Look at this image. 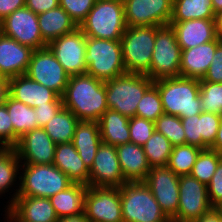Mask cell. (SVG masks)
Returning a JSON list of instances; mask_svg holds the SVG:
<instances>
[{"mask_svg": "<svg viewBox=\"0 0 222 222\" xmlns=\"http://www.w3.org/2000/svg\"><path fill=\"white\" fill-rule=\"evenodd\" d=\"M63 106L80 121H96L109 109L105 82L85 73L72 75L62 96Z\"/></svg>", "mask_w": 222, "mask_h": 222, "instance_id": "1", "label": "cell"}, {"mask_svg": "<svg viewBox=\"0 0 222 222\" xmlns=\"http://www.w3.org/2000/svg\"><path fill=\"white\" fill-rule=\"evenodd\" d=\"M153 84L159 91L165 114L188 118L202 112L200 80L177 76L158 79Z\"/></svg>", "mask_w": 222, "mask_h": 222, "instance_id": "2", "label": "cell"}, {"mask_svg": "<svg viewBox=\"0 0 222 222\" xmlns=\"http://www.w3.org/2000/svg\"><path fill=\"white\" fill-rule=\"evenodd\" d=\"M122 0H97L79 28L86 37L120 40L126 30Z\"/></svg>", "mask_w": 222, "mask_h": 222, "instance_id": "3", "label": "cell"}, {"mask_svg": "<svg viewBox=\"0 0 222 222\" xmlns=\"http://www.w3.org/2000/svg\"><path fill=\"white\" fill-rule=\"evenodd\" d=\"M153 83L146 74L140 73H125L105 81L108 108L128 118L136 116L139 101Z\"/></svg>", "mask_w": 222, "mask_h": 222, "instance_id": "4", "label": "cell"}, {"mask_svg": "<svg viewBox=\"0 0 222 222\" xmlns=\"http://www.w3.org/2000/svg\"><path fill=\"white\" fill-rule=\"evenodd\" d=\"M119 190L123 222H171L144 182H126Z\"/></svg>", "mask_w": 222, "mask_h": 222, "instance_id": "5", "label": "cell"}, {"mask_svg": "<svg viewBox=\"0 0 222 222\" xmlns=\"http://www.w3.org/2000/svg\"><path fill=\"white\" fill-rule=\"evenodd\" d=\"M20 171L18 196L50 198L73 183L53 164H21Z\"/></svg>", "mask_w": 222, "mask_h": 222, "instance_id": "6", "label": "cell"}, {"mask_svg": "<svg viewBox=\"0 0 222 222\" xmlns=\"http://www.w3.org/2000/svg\"><path fill=\"white\" fill-rule=\"evenodd\" d=\"M85 58L86 73L104 82L126 73L120 40L87 37Z\"/></svg>", "mask_w": 222, "mask_h": 222, "instance_id": "7", "label": "cell"}, {"mask_svg": "<svg viewBox=\"0 0 222 222\" xmlns=\"http://www.w3.org/2000/svg\"><path fill=\"white\" fill-rule=\"evenodd\" d=\"M155 38L156 26L126 27L120 39L126 73H149Z\"/></svg>", "mask_w": 222, "mask_h": 222, "instance_id": "8", "label": "cell"}, {"mask_svg": "<svg viewBox=\"0 0 222 222\" xmlns=\"http://www.w3.org/2000/svg\"><path fill=\"white\" fill-rule=\"evenodd\" d=\"M182 49L170 25L156 26V38L150 71L147 76L153 81L180 76Z\"/></svg>", "mask_w": 222, "mask_h": 222, "instance_id": "9", "label": "cell"}, {"mask_svg": "<svg viewBox=\"0 0 222 222\" xmlns=\"http://www.w3.org/2000/svg\"><path fill=\"white\" fill-rule=\"evenodd\" d=\"M30 79L63 96L70 75L48 46L33 50L26 74Z\"/></svg>", "mask_w": 222, "mask_h": 222, "instance_id": "10", "label": "cell"}, {"mask_svg": "<svg viewBox=\"0 0 222 222\" xmlns=\"http://www.w3.org/2000/svg\"><path fill=\"white\" fill-rule=\"evenodd\" d=\"M212 208L207 185L191 175L179 176V207L172 222H194Z\"/></svg>", "mask_w": 222, "mask_h": 222, "instance_id": "11", "label": "cell"}, {"mask_svg": "<svg viewBox=\"0 0 222 222\" xmlns=\"http://www.w3.org/2000/svg\"><path fill=\"white\" fill-rule=\"evenodd\" d=\"M84 213L89 222H123L119 188L88 186Z\"/></svg>", "mask_w": 222, "mask_h": 222, "instance_id": "12", "label": "cell"}, {"mask_svg": "<svg viewBox=\"0 0 222 222\" xmlns=\"http://www.w3.org/2000/svg\"><path fill=\"white\" fill-rule=\"evenodd\" d=\"M0 32L33 50L47 46L38 24V15L26 6L15 10L0 22Z\"/></svg>", "mask_w": 222, "mask_h": 222, "instance_id": "13", "label": "cell"}, {"mask_svg": "<svg viewBox=\"0 0 222 222\" xmlns=\"http://www.w3.org/2000/svg\"><path fill=\"white\" fill-rule=\"evenodd\" d=\"M86 39V35L78 27L73 32L53 39L47 44L70 76L86 73Z\"/></svg>", "mask_w": 222, "mask_h": 222, "instance_id": "14", "label": "cell"}, {"mask_svg": "<svg viewBox=\"0 0 222 222\" xmlns=\"http://www.w3.org/2000/svg\"><path fill=\"white\" fill-rule=\"evenodd\" d=\"M127 27L170 24L173 0H123Z\"/></svg>", "mask_w": 222, "mask_h": 222, "instance_id": "15", "label": "cell"}, {"mask_svg": "<svg viewBox=\"0 0 222 222\" xmlns=\"http://www.w3.org/2000/svg\"><path fill=\"white\" fill-rule=\"evenodd\" d=\"M144 183L150 188L162 211L171 220L179 207V176L170 168L153 167Z\"/></svg>", "mask_w": 222, "mask_h": 222, "instance_id": "16", "label": "cell"}, {"mask_svg": "<svg viewBox=\"0 0 222 222\" xmlns=\"http://www.w3.org/2000/svg\"><path fill=\"white\" fill-rule=\"evenodd\" d=\"M125 183L116 147L101 143L89 170V186L119 188Z\"/></svg>", "mask_w": 222, "mask_h": 222, "instance_id": "17", "label": "cell"}, {"mask_svg": "<svg viewBox=\"0 0 222 222\" xmlns=\"http://www.w3.org/2000/svg\"><path fill=\"white\" fill-rule=\"evenodd\" d=\"M56 145L46 131L39 127L25 133L15 149L21 164H53Z\"/></svg>", "mask_w": 222, "mask_h": 222, "instance_id": "18", "label": "cell"}, {"mask_svg": "<svg viewBox=\"0 0 222 222\" xmlns=\"http://www.w3.org/2000/svg\"><path fill=\"white\" fill-rule=\"evenodd\" d=\"M9 95L32 108L46 105L48 102H63L56 92L25 74L9 79Z\"/></svg>", "mask_w": 222, "mask_h": 222, "instance_id": "19", "label": "cell"}, {"mask_svg": "<svg viewBox=\"0 0 222 222\" xmlns=\"http://www.w3.org/2000/svg\"><path fill=\"white\" fill-rule=\"evenodd\" d=\"M33 49L0 32V76L10 79L26 74Z\"/></svg>", "mask_w": 222, "mask_h": 222, "instance_id": "20", "label": "cell"}, {"mask_svg": "<svg viewBox=\"0 0 222 222\" xmlns=\"http://www.w3.org/2000/svg\"><path fill=\"white\" fill-rule=\"evenodd\" d=\"M182 50L214 41L218 38L215 19H194L170 22Z\"/></svg>", "mask_w": 222, "mask_h": 222, "instance_id": "21", "label": "cell"}, {"mask_svg": "<svg viewBox=\"0 0 222 222\" xmlns=\"http://www.w3.org/2000/svg\"><path fill=\"white\" fill-rule=\"evenodd\" d=\"M221 41L218 37L214 41L182 50L180 76L202 80Z\"/></svg>", "mask_w": 222, "mask_h": 222, "instance_id": "22", "label": "cell"}, {"mask_svg": "<svg viewBox=\"0 0 222 222\" xmlns=\"http://www.w3.org/2000/svg\"><path fill=\"white\" fill-rule=\"evenodd\" d=\"M8 209L22 222H57L49 198L17 196Z\"/></svg>", "mask_w": 222, "mask_h": 222, "instance_id": "23", "label": "cell"}, {"mask_svg": "<svg viewBox=\"0 0 222 222\" xmlns=\"http://www.w3.org/2000/svg\"><path fill=\"white\" fill-rule=\"evenodd\" d=\"M121 171L126 182H144L151 169L143 147L135 143L116 146Z\"/></svg>", "mask_w": 222, "mask_h": 222, "instance_id": "24", "label": "cell"}, {"mask_svg": "<svg viewBox=\"0 0 222 222\" xmlns=\"http://www.w3.org/2000/svg\"><path fill=\"white\" fill-rule=\"evenodd\" d=\"M53 165L66 174L73 183L89 186V170L72 142L56 145Z\"/></svg>", "mask_w": 222, "mask_h": 222, "instance_id": "25", "label": "cell"}, {"mask_svg": "<svg viewBox=\"0 0 222 222\" xmlns=\"http://www.w3.org/2000/svg\"><path fill=\"white\" fill-rule=\"evenodd\" d=\"M88 170L91 169L97 149L102 143L99 124L96 121H79L72 140Z\"/></svg>", "mask_w": 222, "mask_h": 222, "instance_id": "26", "label": "cell"}, {"mask_svg": "<svg viewBox=\"0 0 222 222\" xmlns=\"http://www.w3.org/2000/svg\"><path fill=\"white\" fill-rule=\"evenodd\" d=\"M102 143L119 146L130 143L129 118L107 109L98 121Z\"/></svg>", "mask_w": 222, "mask_h": 222, "instance_id": "27", "label": "cell"}, {"mask_svg": "<svg viewBox=\"0 0 222 222\" xmlns=\"http://www.w3.org/2000/svg\"><path fill=\"white\" fill-rule=\"evenodd\" d=\"M38 24L42 38L47 44L53 39L73 32L78 28L69 14L60 5L54 9L38 14Z\"/></svg>", "mask_w": 222, "mask_h": 222, "instance_id": "28", "label": "cell"}, {"mask_svg": "<svg viewBox=\"0 0 222 222\" xmlns=\"http://www.w3.org/2000/svg\"><path fill=\"white\" fill-rule=\"evenodd\" d=\"M87 187L81 183H72L65 190L49 198L58 218L84 212V197Z\"/></svg>", "mask_w": 222, "mask_h": 222, "instance_id": "29", "label": "cell"}, {"mask_svg": "<svg viewBox=\"0 0 222 222\" xmlns=\"http://www.w3.org/2000/svg\"><path fill=\"white\" fill-rule=\"evenodd\" d=\"M20 166L21 162L15 147H0V196L9 192L13 186L18 187L4 209H7L18 196L19 180L17 184L15 182L20 177L17 176L20 175Z\"/></svg>", "mask_w": 222, "mask_h": 222, "instance_id": "30", "label": "cell"}, {"mask_svg": "<svg viewBox=\"0 0 222 222\" xmlns=\"http://www.w3.org/2000/svg\"><path fill=\"white\" fill-rule=\"evenodd\" d=\"M4 105L13 125L15 147L25 133L38 128L36 113L34 108L12 98L10 95H8Z\"/></svg>", "mask_w": 222, "mask_h": 222, "instance_id": "31", "label": "cell"}, {"mask_svg": "<svg viewBox=\"0 0 222 222\" xmlns=\"http://www.w3.org/2000/svg\"><path fill=\"white\" fill-rule=\"evenodd\" d=\"M79 121L74 113L63 107L42 128L56 144L70 143Z\"/></svg>", "mask_w": 222, "mask_h": 222, "instance_id": "32", "label": "cell"}, {"mask_svg": "<svg viewBox=\"0 0 222 222\" xmlns=\"http://www.w3.org/2000/svg\"><path fill=\"white\" fill-rule=\"evenodd\" d=\"M215 19L212 0H173L170 22Z\"/></svg>", "mask_w": 222, "mask_h": 222, "instance_id": "33", "label": "cell"}, {"mask_svg": "<svg viewBox=\"0 0 222 222\" xmlns=\"http://www.w3.org/2000/svg\"><path fill=\"white\" fill-rule=\"evenodd\" d=\"M142 147L151 168L167 166L173 145L164 135L154 131Z\"/></svg>", "mask_w": 222, "mask_h": 222, "instance_id": "34", "label": "cell"}, {"mask_svg": "<svg viewBox=\"0 0 222 222\" xmlns=\"http://www.w3.org/2000/svg\"><path fill=\"white\" fill-rule=\"evenodd\" d=\"M201 150L188 144L173 146L167 167L178 176L190 175Z\"/></svg>", "mask_w": 222, "mask_h": 222, "instance_id": "35", "label": "cell"}, {"mask_svg": "<svg viewBox=\"0 0 222 222\" xmlns=\"http://www.w3.org/2000/svg\"><path fill=\"white\" fill-rule=\"evenodd\" d=\"M221 160L222 153L211 148L202 149L196 159L190 175L199 182L208 185Z\"/></svg>", "mask_w": 222, "mask_h": 222, "instance_id": "36", "label": "cell"}, {"mask_svg": "<svg viewBox=\"0 0 222 222\" xmlns=\"http://www.w3.org/2000/svg\"><path fill=\"white\" fill-rule=\"evenodd\" d=\"M155 131L164 135L173 146L185 145L186 138L181 118L171 114H163L154 122Z\"/></svg>", "mask_w": 222, "mask_h": 222, "instance_id": "37", "label": "cell"}, {"mask_svg": "<svg viewBox=\"0 0 222 222\" xmlns=\"http://www.w3.org/2000/svg\"><path fill=\"white\" fill-rule=\"evenodd\" d=\"M163 105L157 87L152 84L139 101L136 116L155 122L163 115Z\"/></svg>", "mask_w": 222, "mask_h": 222, "instance_id": "38", "label": "cell"}, {"mask_svg": "<svg viewBox=\"0 0 222 222\" xmlns=\"http://www.w3.org/2000/svg\"><path fill=\"white\" fill-rule=\"evenodd\" d=\"M202 112L222 115V83L200 82Z\"/></svg>", "mask_w": 222, "mask_h": 222, "instance_id": "39", "label": "cell"}, {"mask_svg": "<svg viewBox=\"0 0 222 222\" xmlns=\"http://www.w3.org/2000/svg\"><path fill=\"white\" fill-rule=\"evenodd\" d=\"M221 116L208 112L200 113V134L202 136V149L210 148L216 139Z\"/></svg>", "mask_w": 222, "mask_h": 222, "instance_id": "40", "label": "cell"}, {"mask_svg": "<svg viewBox=\"0 0 222 222\" xmlns=\"http://www.w3.org/2000/svg\"><path fill=\"white\" fill-rule=\"evenodd\" d=\"M154 122L134 116L129 118L130 142L143 146L154 133Z\"/></svg>", "mask_w": 222, "mask_h": 222, "instance_id": "41", "label": "cell"}, {"mask_svg": "<svg viewBox=\"0 0 222 222\" xmlns=\"http://www.w3.org/2000/svg\"><path fill=\"white\" fill-rule=\"evenodd\" d=\"M97 0H59V5L79 27Z\"/></svg>", "mask_w": 222, "mask_h": 222, "instance_id": "42", "label": "cell"}, {"mask_svg": "<svg viewBox=\"0 0 222 222\" xmlns=\"http://www.w3.org/2000/svg\"><path fill=\"white\" fill-rule=\"evenodd\" d=\"M184 128L186 144L202 149V136L200 134V114L188 118H181Z\"/></svg>", "mask_w": 222, "mask_h": 222, "instance_id": "43", "label": "cell"}, {"mask_svg": "<svg viewBox=\"0 0 222 222\" xmlns=\"http://www.w3.org/2000/svg\"><path fill=\"white\" fill-rule=\"evenodd\" d=\"M208 198L211 206H222V160L219 162L210 183L207 185Z\"/></svg>", "mask_w": 222, "mask_h": 222, "instance_id": "44", "label": "cell"}, {"mask_svg": "<svg viewBox=\"0 0 222 222\" xmlns=\"http://www.w3.org/2000/svg\"><path fill=\"white\" fill-rule=\"evenodd\" d=\"M0 147H14V130L5 105L0 106Z\"/></svg>", "mask_w": 222, "mask_h": 222, "instance_id": "45", "label": "cell"}, {"mask_svg": "<svg viewBox=\"0 0 222 222\" xmlns=\"http://www.w3.org/2000/svg\"><path fill=\"white\" fill-rule=\"evenodd\" d=\"M200 82L222 83V41L217 45L212 63Z\"/></svg>", "mask_w": 222, "mask_h": 222, "instance_id": "46", "label": "cell"}, {"mask_svg": "<svg viewBox=\"0 0 222 222\" xmlns=\"http://www.w3.org/2000/svg\"><path fill=\"white\" fill-rule=\"evenodd\" d=\"M63 102H48L46 105L34 108L36 113V123L39 127H43L51 120L62 108Z\"/></svg>", "mask_w": 222, "mask_h": 222, "instance_id": "47", "label": "cell"}, {"mask_svg": "<svg viewBox=\"0 0 222 222\" xmlns=\"http://www.w3.org/2000/svg\"><path fill=\"white\" fill-rule=\"evenodd\" d=\"M25 6L38 15L58 7L59 0H25Z\"/></svg>", "mask_w": 222, "mask_h": 222, "instance_id": "48", "label": "cell"}, {"mask_svg": "<svg viewBox=\"0 0 222 222\" xmlns=\"http://www.w3.org/2000/svg\"><path fill=\"white\" fill-rule=\"evenodd\" d=\"M22 7H25V0H0V22Z\"/></svg>", "mask_w": 222, "mask_h": 222, "instance_id": "49", "label": "cell"}, {"mask_svg": "<svg viewBox=\"0 0 222 222\" xmlns=\"http://www.w3.org/2000/svg\"><path fill=\"white\" fill-rule=\"evenodd\" d=\"M194 222H222V217L217 208H212L209 212Z\"/></svg>", "mask_w": 222, "mask_h": 222, "instance_id": "50", "label": "cell"}, {"mask_svg": "<svg viewBox=\"0 0 222 222\" xmlns=\"http://www.w3.org/2000/svg\"><path fill=\"white\" fill-rule=\"evenodd\" d=\"M9 95V79L0 77V106L4 105Z\"/></svg>", "mask_w": 222, "mask_h": 222, "instance_id": "51", "label": "cell"}, {"mask_svg": "<svg viewBox=\"0 0 222 222\" xmlns=\"http://www.w3.org/2000/svg\"><path fill=\"white\" fill-rule=\"evenodd\" d=\"M57 222H89L86 218L85 213H80L72 216L60 217Z\"/></svg>", "mask_w": 222, "mask_h": 222, "instance_id": "52", "label": "cell"}, {"mask_svg": "<svg viewBox=\"0 0 222 222\" xmlns=\"http://www.w3.org/2000/svg\"><path fill=\"white\" fill-rule=\"evenodd\" d=\"M210 148L213 150H216L217 152L222 153V115H221L219 129L217 131L215 142Z\"/></svg>", "mask_w": 222, "mask_h": 222, "instance_id": "53", "label": "cell"}, {"mask_svg": "<svg viewBox=\"0 0 222 222\" xmlns=\"http://www.w3.org/2000/svg\"><path fill=\"white\" fill-rule=\"evenodd\" d=\"M217 36L222 40V11L215 14Z\"/></svg>", "mask_w": 222, "mask_h": 222, "instance_id": "54", "label": "cell"}, {"mask_svg": "<svg viewBox=\"0 0 222 222\" xmlns=\"http://www.w3.org/2000/svg\"><path fill=\"white\" fill-rule=\"evenodd\" d=\"M5 211V220L7 222H22L8 208Z\"/></svg>", "mask_w": 222, "mask_h": 222, "instance_id": "55", "label": "cell"}, {"mask_svg": "<svg viewBox=\"0 0 222 222\" xmlns=\"http://www.w3.org/2000/svg\"><path fill=\"white\" fill-rule=\"evenodd\" d=\"M212 5L215 14L222 11V0H212Z\"/></svg>", "mask_w": 222, "mask_h": 222, "instance_id": "56", "label": "cell"}, {"mask_svg": "<svg viewBox=\"0 0 222 222\" xmlns=\"http://www.w3.org/2000/svg\"><path fill=\"white\" fill-rule=\"evenodd\" d=\"M217 209L219 210L221 217H222V206L217 207Z\"/></svg>", "mask_w": 222, "mask_h": 222, "instance_id": "57", "label": "cell"}]
</instances>
